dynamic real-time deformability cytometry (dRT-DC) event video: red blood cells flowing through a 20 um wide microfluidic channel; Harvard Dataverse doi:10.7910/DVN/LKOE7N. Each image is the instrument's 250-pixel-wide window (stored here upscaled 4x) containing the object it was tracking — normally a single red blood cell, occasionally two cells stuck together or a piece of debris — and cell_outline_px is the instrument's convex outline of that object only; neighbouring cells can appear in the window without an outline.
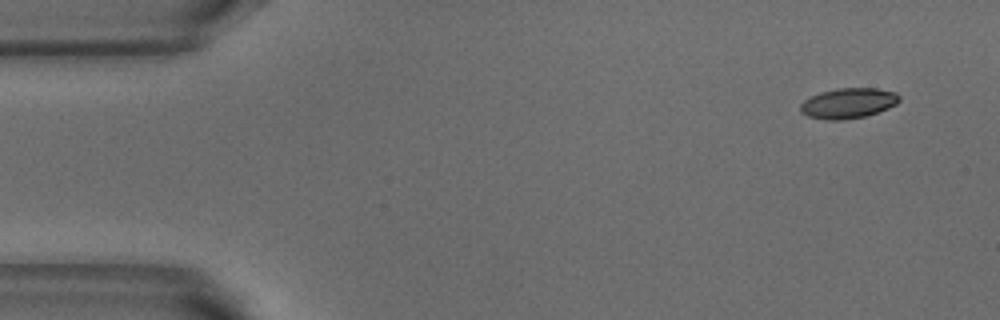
{"species": "common noctule bat (a hibernating species)", "species_latin": "Nyctalus noctula", "temperature_condition": "warm", "stored_images_in_passage": 4, "camera_frame_rate_fps": 3000, "um_per_image_px": 0.085, "animal": {"sex": "male", "body_mass_g": 18.8}, "frame": {"image": 1, "passage_image": 1, "time_ms": 0.0, "image_size_px": [1000, 320], "cell_outline_px": [[900, 100], [896, 104], [888, 108], [864, 116], [840, 120], [828, 120], [808, 116], [800, 112], [800, 104], [804, 100], [820, 92], [836, 88], [876, 88], [896, 92], [900, 96]], "centroid_in_image_um": [72.09, 8.76], "position_along_channel_um": 12.9, "area_um2": 17.4}}
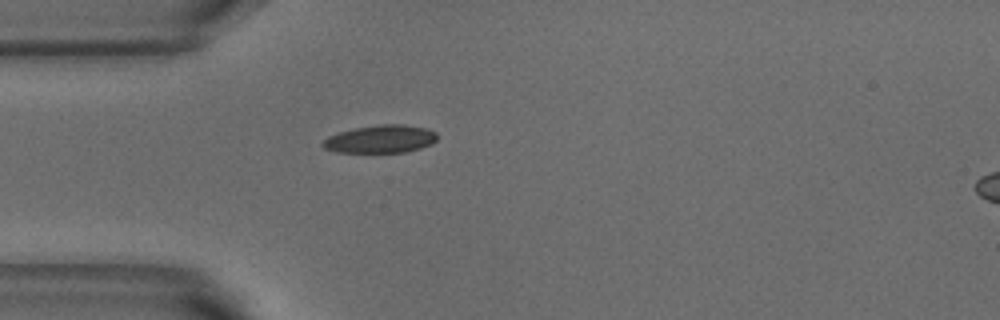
{"frame": {"image": 2, "passage_image": 4, "time_ms": 1.0, "image_size_px": [1000, 320], "cell_outline_px": [[436, 140], [432, 144], [420, 148], [404, 152], [336, 152], [324, 148], [320, 144], [328, 136], [340, 132], [356, 128], [380, 124], [404, 124], [428, 128], [436, 132]], "centroid_in_image_um": [32.36, 11.81], "position_along_channel_um": 52.6, "area_um2": 18.55}}